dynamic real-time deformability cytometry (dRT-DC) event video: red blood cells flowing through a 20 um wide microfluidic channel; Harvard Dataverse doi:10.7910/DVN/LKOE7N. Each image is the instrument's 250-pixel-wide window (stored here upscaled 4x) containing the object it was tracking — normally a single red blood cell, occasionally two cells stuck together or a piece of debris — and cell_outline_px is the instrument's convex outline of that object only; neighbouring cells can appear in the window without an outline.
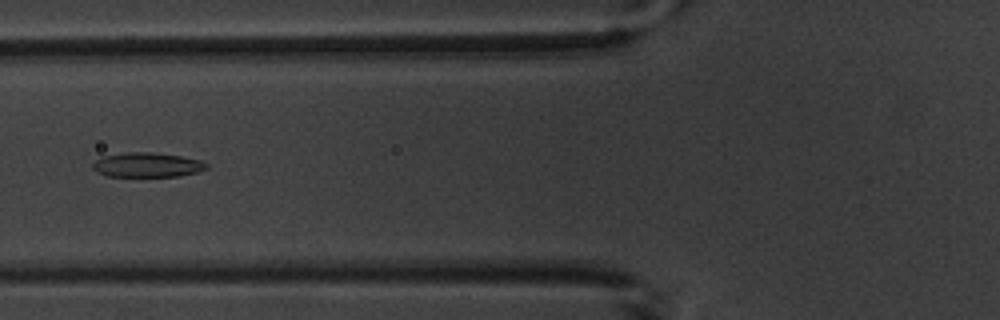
{"species": "common noctule bat (a hibernating species)", "species_latin": "Nyctalus noctula", "temperature_condition": "warm", "stored_images_in_passage": 3, "camera_frame_rate_fps": 3000, "um_per_image_px": 0.085, "animal": {"sex": "male", "body_mass_g": 20.1, "forearm_length_mm": 53.5}, "frame": {"image": 1, "passage_image": 3, "time_ms": 2.667, "image_size_px": [1000, 320], "cell_outline_px": [[208, 168], [196, 172], [180, 176], [108, 176], [96, 172], [92, 168], [92, 164], [96, 160], [104, 156], [124, 152], [152, 152], [180, 156], [200, 160], [208, 164]], "centroid_in_image_um": [12.5, 14.01], "position_along_channel_um": 113.3, "area_um2": 16.24}}